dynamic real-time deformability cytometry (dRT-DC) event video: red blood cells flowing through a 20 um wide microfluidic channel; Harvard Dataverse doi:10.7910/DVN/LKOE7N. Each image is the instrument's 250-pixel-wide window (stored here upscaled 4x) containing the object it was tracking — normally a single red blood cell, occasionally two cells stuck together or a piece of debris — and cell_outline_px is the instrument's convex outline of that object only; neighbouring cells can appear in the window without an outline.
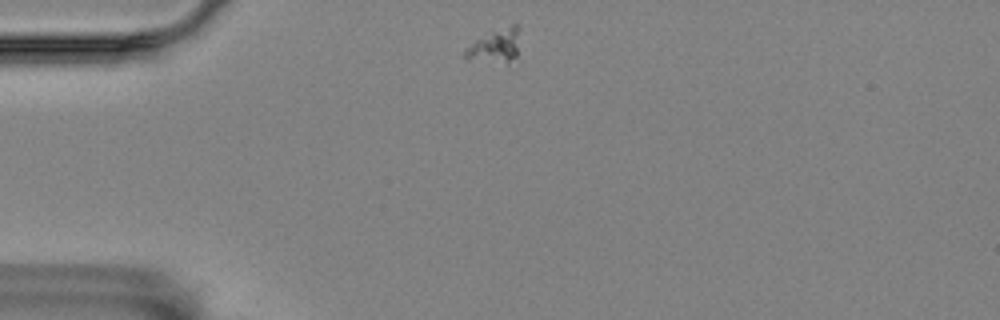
{"species": "Egyptian fruit bat (a non-hibernating species)", "species_latin": "Rousettus aegyptiacus", "temperature_condition": "room temperature", "stored_images_in_passage": 47, "camera_frame_rate_fps": 3000, "um_per_image_px": 0.085, "animal": {"sex": "female"}, "frame": {"image": 1, "passage_image": 1, "time_ms": 0.0, "image_size_px": [1000, 320], "cell_outline_px": [[516, 56], [508, 64], [464, 60], [464, 52], [476, 40], [492, 32], [512, 24], [516, 24]], "centroid_in_image_um": [42.03, 3.99], "position_along_channel_um": 43.0, "area_um2": 10.29}}
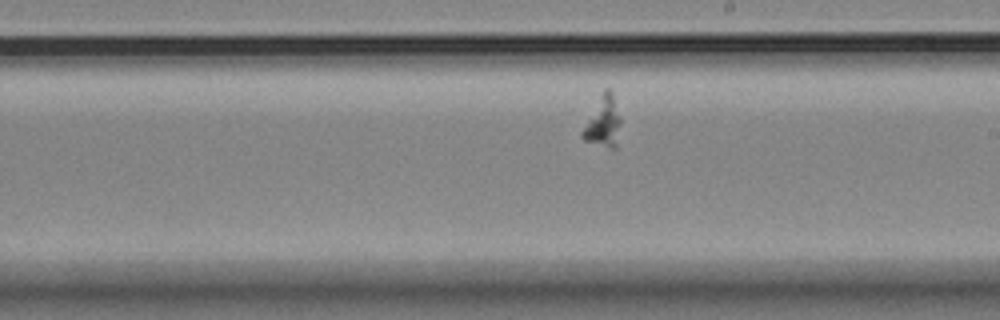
{"frame": {"image": 2, "passage_image": 21, "time_ms": 6.667, "image_size_px": [1000, 320], "cell_outline_px": [[620, 124], [616, 148], [612, 148], [584, 140], [580, 136], [580, 132], [604, 88], [608, 88], [612, 92], [620, 116]], "centroid_in_image_um": [51.26, 10.35], "position_along_channel_um": 237.7, "area_um2": 11.1}}
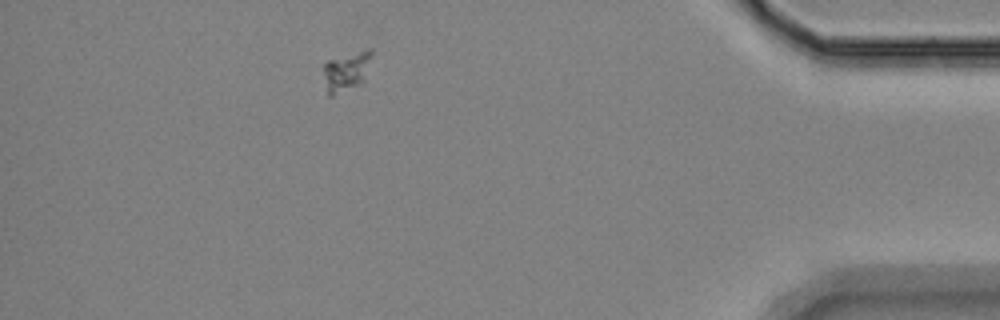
{"frame": {"image": 3, "passage_image": 40, "time_ms": 13.0, "image_size_px": [1000, 320], "cell_outline_px": [[372, 56], [364, 84], [332, 96], [328, 96], [324, 72], [324, 64], [328, 60], [368, 48], [372, 48]], "centroid_in_image_um": [29.5, 6.07], "position_along_channel_um": 405.7, "area_um2": 11.27}}